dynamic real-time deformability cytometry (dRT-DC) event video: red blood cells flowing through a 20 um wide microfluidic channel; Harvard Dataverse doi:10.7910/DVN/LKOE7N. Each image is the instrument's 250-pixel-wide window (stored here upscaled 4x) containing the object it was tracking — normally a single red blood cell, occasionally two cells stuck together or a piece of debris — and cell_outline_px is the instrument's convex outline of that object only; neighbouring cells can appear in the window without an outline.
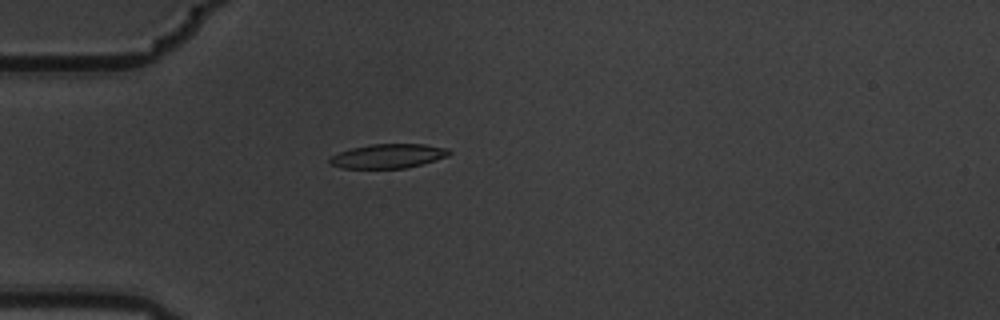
{"species": "common noctule bat (a hibernating species)", "species_latin": "Nyctalus noctula", "temperature_condition": "warm", "stored_images_in_passage": 5, "camera_frame_rate_fps": 3000, "um_per_image_px": 0.085, "animal": {"sex": "male", "body_mass_g": 19.5, "forearm_length_mm": 54.6}, "frame": {"image": 1, "passage_image": 5, "time_ms": 1.333, "image_size_px": [1000, 320], "cell_outline_px": [[452, 152], [448, 156], [420, 164], [404, 168], [340, 168], [328, 164], [328, 160], [332, 156], [340, 152], [352, 148], [372, 144], [424, 144], [448, 148]], "centroid_in_image_um": [32.97, 13.26], "position_along_channel_um": 52.0, "area_um2": 16.76}}